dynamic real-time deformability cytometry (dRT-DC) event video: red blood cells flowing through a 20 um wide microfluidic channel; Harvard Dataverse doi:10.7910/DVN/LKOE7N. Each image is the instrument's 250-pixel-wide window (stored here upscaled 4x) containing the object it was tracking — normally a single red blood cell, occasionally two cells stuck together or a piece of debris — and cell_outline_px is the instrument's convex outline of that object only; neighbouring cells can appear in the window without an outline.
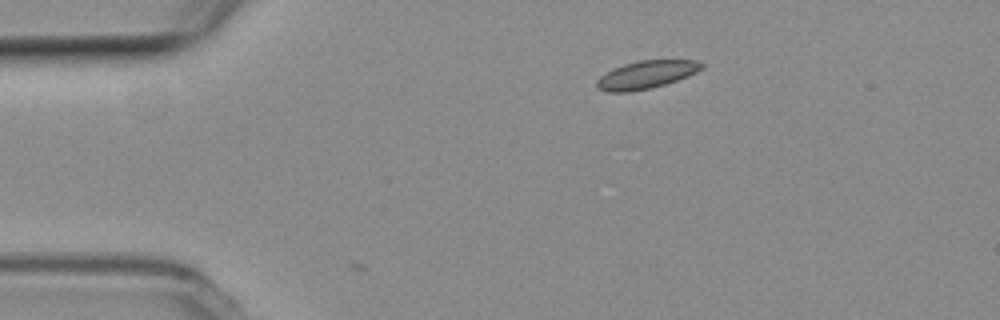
{"species": "common noctule bat (a hibernating species)", "species_latin": "Nyctalus noctula", "temperature_condition": "room temperature", "stored_images_in_passage": 2, "camera_frame_rate_fps": 3000, "um_per_image_px": 0.085, "animal": {"sex": "female", "body_mass_g": 19.3, "forearm_length_mm": 54.1}, "frame": {"image": 1, "passage_image": 1, "time_ms": 0.0, "image_size_px": [1000, 320], "cell_outline_px": [[704, 68], [688, 76], [664, 84], [648, 88], [628, 92], [608, 92], [596, 88], [596, 80], [600, 76], [624, 64], [640, 60], [696, 60], [704, 64]], "centroid_in_image_um": [54.94, 6.34], "position_along_channel_um": 30.1, "area_um2": 16.82}}